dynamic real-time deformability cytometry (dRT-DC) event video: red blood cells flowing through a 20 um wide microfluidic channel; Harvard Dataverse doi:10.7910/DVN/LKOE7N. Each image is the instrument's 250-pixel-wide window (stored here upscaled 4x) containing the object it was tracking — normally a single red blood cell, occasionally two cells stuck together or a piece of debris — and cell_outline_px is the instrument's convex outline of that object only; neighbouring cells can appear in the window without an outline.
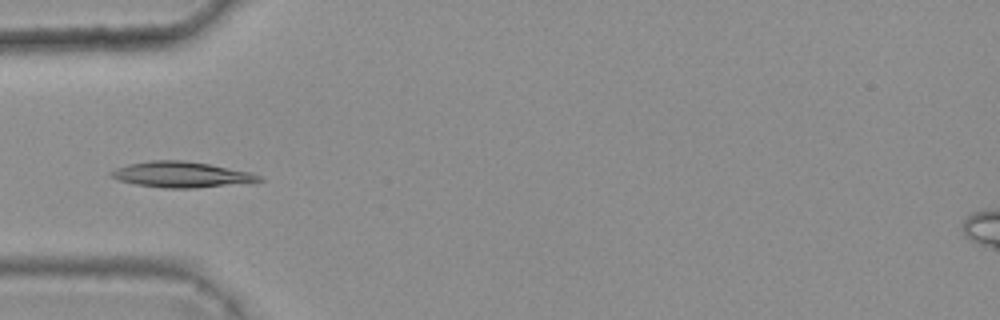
{"species": "common noctule bat (a hibernating species)", "species_latin": "Nyctalus noctula", "temperature_condition": "warm", "stored_images_in_passage": 4, "camera_frame_rate_fps": 3000, "um_per_image_px": 0.085, "animal": {"sex": "female", "body_mass_g": 25.1}, "frame": {"image": 1, "passage_image": 4, "time_ms": 1.0, "image_size_px": [1000, 320], "cell_outline_px": [[264, 180], [196, 188], [164, 188], [136, 184], [120, 180], [108, 176], [108, 172], [116, 168], [128, 164], [152, 160], [184, 160], [208, 164], [252, 172], [260, 176]], "centroid_in_image_um": [15.36, 14.83], "position_along_channel_um": 69.6, "area_um2": 21.96}}